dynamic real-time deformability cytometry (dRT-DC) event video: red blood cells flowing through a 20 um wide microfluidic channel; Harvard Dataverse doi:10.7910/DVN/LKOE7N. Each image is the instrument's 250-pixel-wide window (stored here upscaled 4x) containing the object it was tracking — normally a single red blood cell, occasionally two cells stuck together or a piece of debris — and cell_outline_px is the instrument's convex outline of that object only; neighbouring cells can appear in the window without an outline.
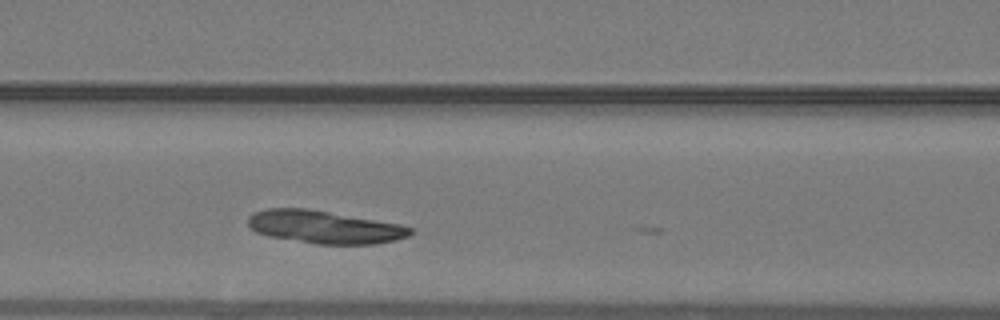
{"species": "common noctule bat (a hibernating species)", "species_latin": "Nyctalus noctula", "temperature_condition": "warm", "stored_images_in_passage": 16, "segment_of_instrument_passage": [2, 2], "camera_frame_rate_fps": 3000, "um_per_image_px": 0.085, "animal": {"sex": "male", "body_mass_g": 19.2, "forearm_length_mm": 51.8}, "frame": {"image": 1, "passage_image": 15, "time_ms": 4.667, "image_size_px": [1000, 320], "cell_outline_px": [[412, 232], [408, 236], [396, 240], [376, 244], [316, 244], [268, 236], [256, 232], [248, 224], [248, 216], [264, 208], [308, 208], [400, 224], [412, 228]], "centroid_in_image_um": [27.57, 19.29], "position_along_channel_um": 139.0, "area_um2": 31.04}}